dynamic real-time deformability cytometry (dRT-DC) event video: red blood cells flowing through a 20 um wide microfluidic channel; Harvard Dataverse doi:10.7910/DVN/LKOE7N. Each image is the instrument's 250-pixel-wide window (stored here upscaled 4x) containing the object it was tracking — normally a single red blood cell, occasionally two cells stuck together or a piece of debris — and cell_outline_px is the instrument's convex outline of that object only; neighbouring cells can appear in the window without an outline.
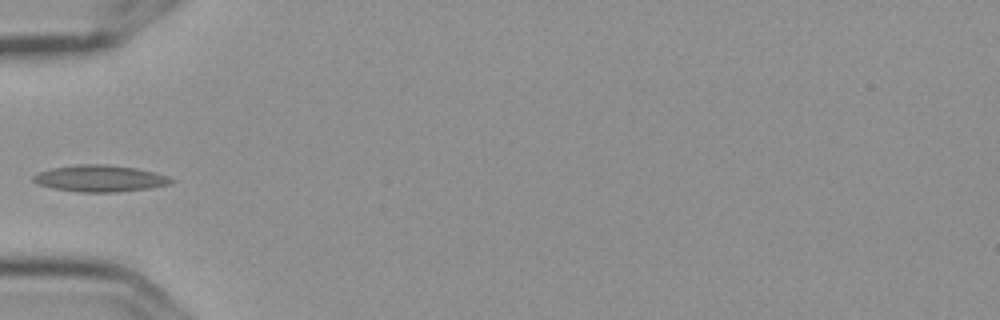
{"species": "Egyptian fruit bat (a non-hibernating species)", "species_latin": "Rousettus aegyptiacus", "temperature_condition": "cold", "stored_images_in_passage": 6, "camera_frame_rate_fps": 3000, "um_per_image_px": 0.085, "frame": {"image": 1, "passage_image": 6, "time_ms": 1.667, "image_size_px": [1000, 320], "cell_outline_px": [[176, 180], [172, 184], [148, 188], [116, 192], [80, 192], [52, 188], [40, 184], [32, 180], [32, 176], [40, 172], [52, 168], [76, 164], [104, 164], [136, 168], [168, 176]], "centroid_in_image_um": [8.51, 15.17], "position_along_channel_um": 76.5, "area_um2": 21.27}}